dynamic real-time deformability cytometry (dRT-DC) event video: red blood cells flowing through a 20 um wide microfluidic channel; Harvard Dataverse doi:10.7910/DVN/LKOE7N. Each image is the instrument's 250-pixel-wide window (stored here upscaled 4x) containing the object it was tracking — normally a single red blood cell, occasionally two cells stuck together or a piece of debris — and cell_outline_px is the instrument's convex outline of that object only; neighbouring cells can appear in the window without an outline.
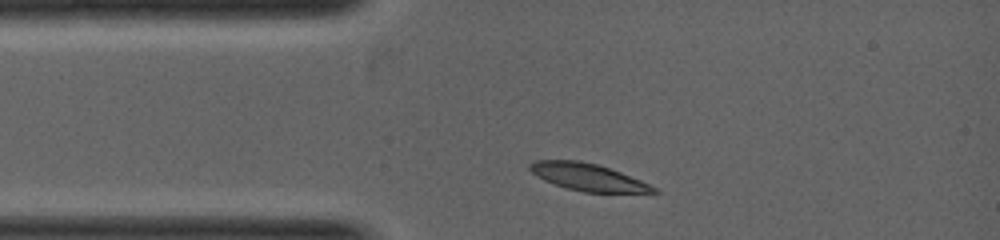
{"species": "common noctule bat (a hibernating species)", "species_latin": "Nyctalus noctula", "temperature_condition": "warm", "stored_images_in_passage": 2, "camera_frame_rate_fps": 5000, "um_per_image_px": 0.085, "animal": {"sex": "female", "body_mass_g": 19.0, "forearm_length_mm": 53.3}, "frame": {"image": 1, "passage_image": 1, "time_ms": 0.0, "image_size_px": [1000, 240], "cell_outline_px": [[660, 192], [584, 192], [568, 188], [544, 180], [536, 176], [528, 168], [528, 164], [536, 160], [576, 160], [596, 164], [620, 172], [640, 180], [656, 188]], "centroid_in_image_um": [49.92, 15.04], "position_along_channel_um": 35.1, "area_um2": 19.19}}